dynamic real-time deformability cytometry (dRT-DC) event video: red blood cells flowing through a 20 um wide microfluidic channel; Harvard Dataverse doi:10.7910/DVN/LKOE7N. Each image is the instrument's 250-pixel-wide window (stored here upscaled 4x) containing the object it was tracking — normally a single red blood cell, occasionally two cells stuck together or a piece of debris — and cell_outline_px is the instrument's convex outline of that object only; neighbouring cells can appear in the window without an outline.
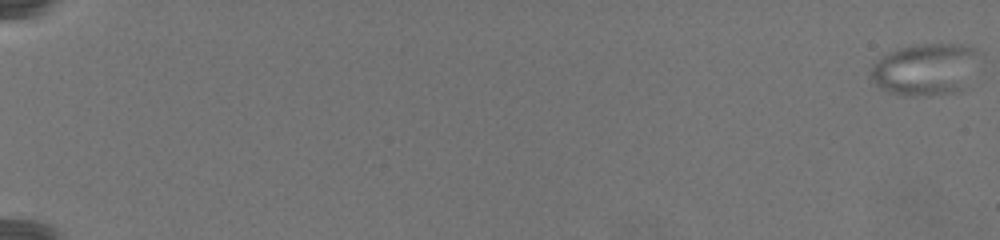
{"species": "common noctule bat (a hibernating species)", "species_latin": "Nyctalus noctula", "temperature_condition": "warm", "stored_images_in_passage": 80, "segment_of_instrument_passage": [1, 2], "camera_frame_rate_fps": 3000, "um_per_image_px": 0.085, "animal": {"sex": "female", "body_mass_g": 19.5, "forearm_length_mm": 54.1}, "frame": {"image": 1, "passage_image": 1, "time_ms": 0.0, "image_size_px": [1000, 240], "cell_outline_px": [[984, 52], [964, 88], [960, 92], [928, 96], [908, 96], [888, 92], [880, 88], [868, 76], [872, 64], [880, 56], [896, 48], [908, 44], [960, 44], [976, 48]], "centroid_in_image_um": [78.67, 5.88], "position_along_channel_um": 6.3, "area_um2": 33.99}}